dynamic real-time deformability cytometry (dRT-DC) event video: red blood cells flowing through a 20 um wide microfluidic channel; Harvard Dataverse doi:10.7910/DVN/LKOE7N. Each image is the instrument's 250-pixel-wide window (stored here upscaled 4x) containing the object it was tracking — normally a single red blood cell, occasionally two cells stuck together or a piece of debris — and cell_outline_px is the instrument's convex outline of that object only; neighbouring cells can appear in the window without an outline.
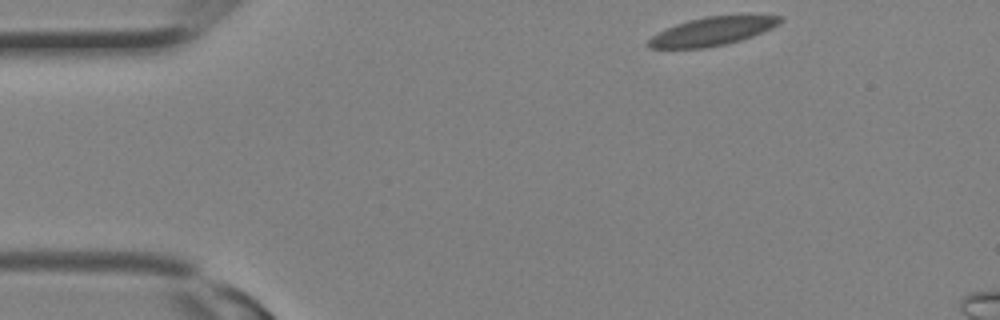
{"species": "Egyptian fruit bat (a non-hibernating species)", "species_latin": "Rousettus aegyptiacus", "temperature_condition": "room temperature", "stored_images_in_passage": 6, "camera_frame_rate_fps": 3000, "um_per_image_px": 0.085, "animal": {"sex": "female"}, "frame": {"image": 1, "passage_image": 1, "time_ms": 0.0, "image_size_px": [1000, 320], "cell_outline_px": [[784, 20], [780, 24], [772, 28], [752, 36], [740, 40], [724, 44], [704, 48], [648, 48], [644, 44], [652, 36], [676, 24], [688, 20], [704, 16], [748, 12], [752, 12], [784, 16]], "centroid_in_image_um": [60.68, 2.59], "position_along_channel_um": 24.3, "area_um2": 22.77}}